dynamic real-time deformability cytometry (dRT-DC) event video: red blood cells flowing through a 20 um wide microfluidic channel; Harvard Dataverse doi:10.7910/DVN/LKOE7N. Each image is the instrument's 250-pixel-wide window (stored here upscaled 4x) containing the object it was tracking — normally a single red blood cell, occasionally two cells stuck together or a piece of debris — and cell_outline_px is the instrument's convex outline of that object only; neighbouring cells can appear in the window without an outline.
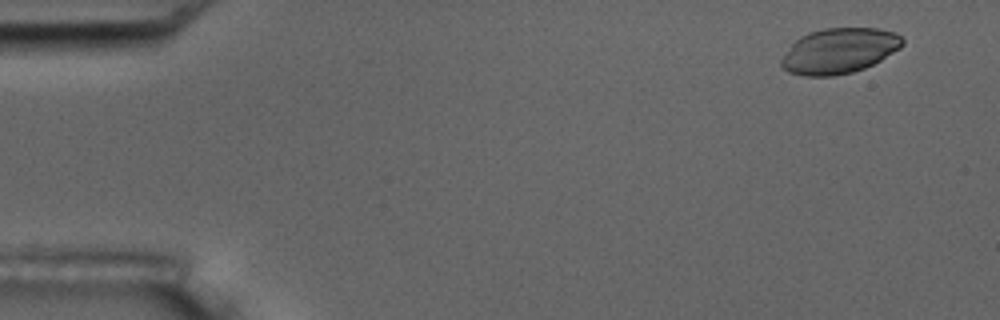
{"species": "common noctule bat (a hibernating species)", "species_latin": "Nyctalus noctula", "temperature_condition": "room temperature", "stored_images_in_passage": 5, "camera_frame_rate_fps": 3000, "um_per_image_px": 0.085, "animal": {"sex": "male", "body_mass_g": 17.5, "forearm_length_mm": 52.3}, "frame": {"image": 1, "passage_image": 1, "time_ms": 0.0, "image_size_px": [1000, 320], "cell_outline_px": [[904, 44], [900, 48], [880, 60], [864, 68], [852, 72], [832, 76], [804, 76], [788, 72], [780, 64], [780, 60], [792, 44], [800, 36], [808, 32], [824, 28], [876, 28], [896, 32], [904, 40]], "centroid_in_image_um": [71.32, 4.31], "position_along_channel_um": 13.7, "area_um2": 31.96}}